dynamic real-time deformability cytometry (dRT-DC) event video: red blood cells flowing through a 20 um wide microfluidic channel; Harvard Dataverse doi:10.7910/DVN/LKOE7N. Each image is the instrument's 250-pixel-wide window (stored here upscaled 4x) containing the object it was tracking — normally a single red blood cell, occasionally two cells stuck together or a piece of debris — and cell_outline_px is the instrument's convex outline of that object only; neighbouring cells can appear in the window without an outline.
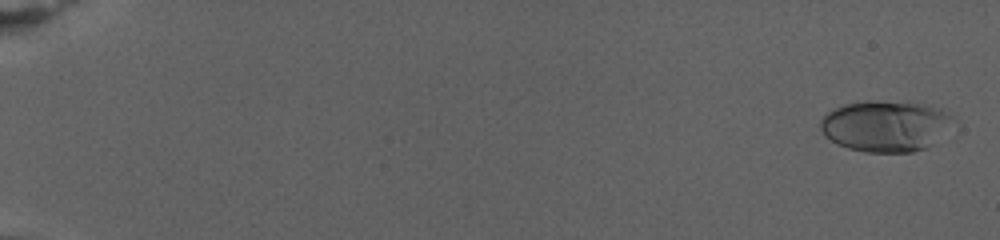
{"species": "human", "species_latin": "Homo sapiens", "temperature_condition": "warm", "stored_images_in_passage": 80, "camera_frame_rate_fps": 3000, "um_per_image_px": 0.085, "donor": {"sex": "female"}, "frame": {"image": 1, "passage_image": 3, "time_ms": 0.667, "image_size_px": [1000, 240], "cell_outline_px": [[952, 116], [924, 148], [912, 152], [864, 152], [848, 148], [836, 144], [820, 128], [820, 120], [828, 112], [844, 104], [924, 104], [940, 108], [948, 112]], "centroid_in_image_um": [75.14, 10.75], "position_along_channel_um": 9.9, "area_um2": 36.93}}
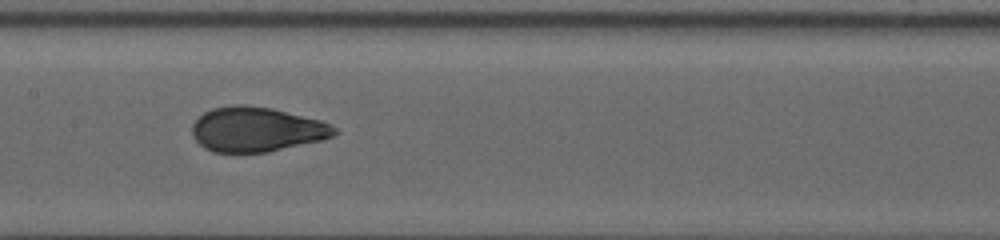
{"frame": {"image": 2, "passage_image": 44, "time_ms": 14.333, "image_size_px": [1000, 240], "cell_outline_px": [[340, 132], [324, 140], [268, 152], [212, 152], [204, 148], [192, 136], [192, 124], [204, 112], [212, 108], [232, 104], [244, 104], [272, 108], [320, 120], [336, 128]], "centroid_in_image_um": [21.81, 11.0], "position_along_channel_um": 185.6, "area_um2": 37.28}}
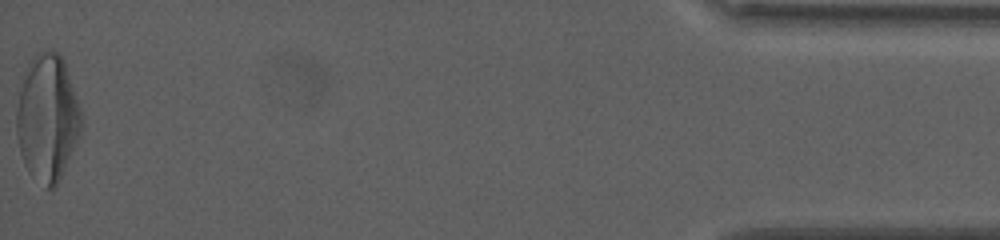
{"frame": {"image": 3, "passage_image": 80, "time_ms": 26.333, "image_size_px": [1000, 240], "cell_outline_px": [[84, 120], [80, 132], [60, 176], [52, 192], [44, 188], [28, 172], [24, 164], [20, 152], [16, 132], [16, 108], [20, 92], [28, 64], [32, 56], [48, 48], [52, 48], [60, 52], [64, 60]], "centroid_in_image_um": [4.02, 10.0], "position_along_channel_um": 431.2, "area_um2": 47.8}, "authors_computed_cell_mechanics": {"area_um2": 37.0787, "velocity_mm_per_s": 2.7319, "shape_relaxation_time_tau1_ms": 7.4532, "shape_relaxation_time_tau2_ms": null, "deformation_change_tau1": 0.2244, "deformation_change_tau2": null}}